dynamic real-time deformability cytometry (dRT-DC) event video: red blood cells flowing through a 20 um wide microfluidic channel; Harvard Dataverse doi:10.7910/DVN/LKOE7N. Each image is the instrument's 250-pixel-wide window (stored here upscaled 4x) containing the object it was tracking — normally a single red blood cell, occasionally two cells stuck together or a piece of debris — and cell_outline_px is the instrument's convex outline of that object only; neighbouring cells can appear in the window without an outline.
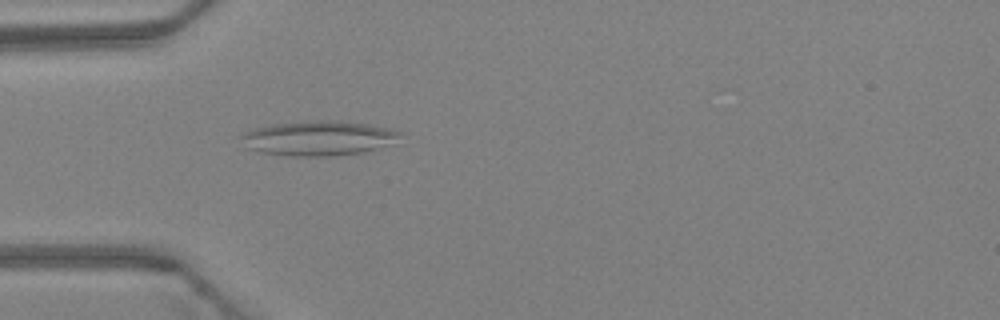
{"species": "Egyptian fruit bat (a non-hibernating species)", "species_latin": "Rousettus aegyptiacus", "temperature_condition": "warm", "stored_images_in_passage": 30, "camera_frame_rate_fps": 3000, "um_per_image_px": 0.085, "animal": {"sex": "female"}, "frame": {"image": 1, "passage_image": 2, "time_ms": 0.333, "image_size_px": [1000, 320], "cell_outline_px": [[400, 132], [392, 144], [364, 152], [336, 156], [288, 156], [260, 152], [244, 148], [240, 136], [240, 132], [272, 124], [316, 120], [328, 120], [368, 124], [392, 128]], "centroid_in_image_um": [27.0, 11.75], "position_along_channel_um": 58.0, "area_um2": 32.37}}
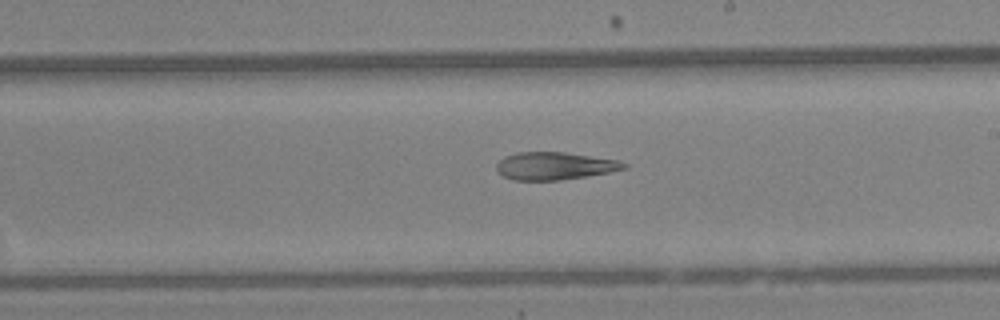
{"frame": {"image": 2, "passage_image": 15, "time_ms": 4.667, "image_size_px": [1000, 320], "cell_outline_px": [[628, 168], [588, 176], [560, 180], [512, 180], [496, 172], [496, 164], [504, 156], [516, 152], [564, 152], [620, 160], [628, 164]], "centroid_in_image_um": [47.14, 14.1], "position_along_channel_um": 241.9, "area_um2": 20.69}}
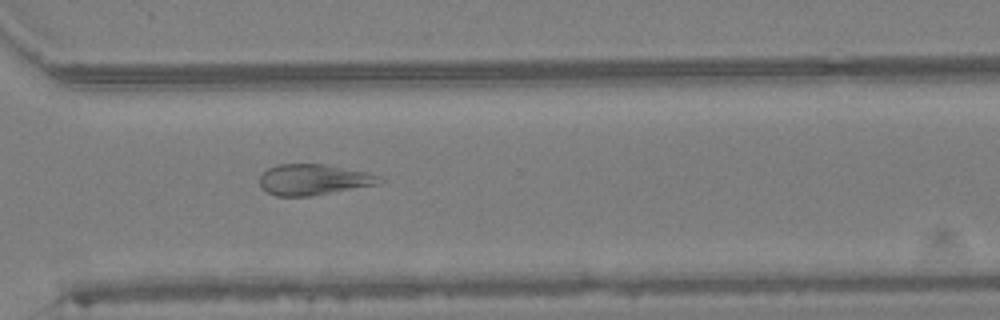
{"frame": {"image": 3, "passage_image": 22, "time_ms": 7.0, "image_size_px": [1000, 320], "cell_outline_px": [[384, 180], [380, 184], [312, 196], [276, 196], [260, 188], [260, 176], [268, 168], [280, 164], [324, 164], [368, 172]], "centroid_in_image_um": [26.65, 15.27], "position_along_channel_um": 343.9, "area_um2": 21.56}, "authors_computed_cell_mechanics": {"area_um2": 21.3282, "velocity_mm_per_s": 4.3647, "shape_relaxation_time_tau1_ms": null, "shape_relaxation_time_tau2_ms": 6.9099, "deformation_change_tau1": null, "deformation_change_tau2": 0.2032}}